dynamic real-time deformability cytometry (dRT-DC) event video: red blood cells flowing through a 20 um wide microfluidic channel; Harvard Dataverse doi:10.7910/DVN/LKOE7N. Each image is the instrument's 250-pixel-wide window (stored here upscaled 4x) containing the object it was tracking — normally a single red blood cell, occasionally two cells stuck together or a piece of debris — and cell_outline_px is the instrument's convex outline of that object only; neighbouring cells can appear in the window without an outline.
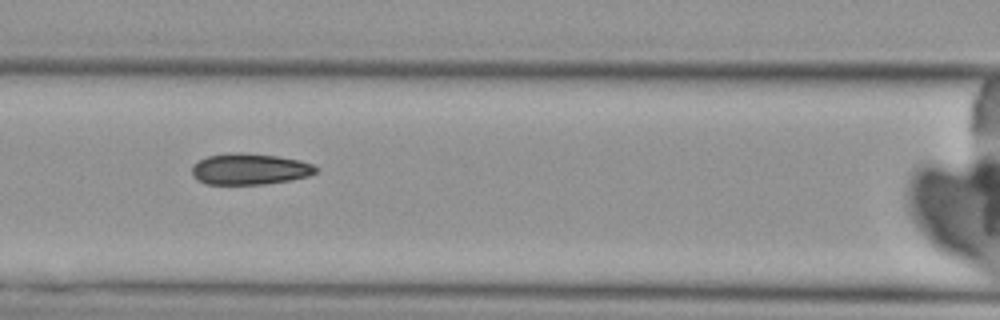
{"species": "Egyptian fruit bat (a non-hibernating species)", "species_latin": "Rousettus aegyptiacus", "temperature_condition": "cold", "stored_images_in_passage": 7, "camera_frame_rate_fps": 3000, "um_per_image_px": 0.085, "animal": {"sex": "female"}, "frame": {"image": 1, "passage_image": 6, "time_ms": 7.333, "image_size_px": [1000, 320], "cell_outline_px": [[320, 168], [316, 172], [308, 176], [288, 180], [264, 184], [204, 184], [196, 180], [192, 176], [192, 164], [208, 156], [228, 152], [240, 152], [276, 156], [300, 160], [316, 164]], "centroid_in_image_um": [21.22, 14.36], "position_along_channel_um": 145.4, "area_um2": 22.77}}
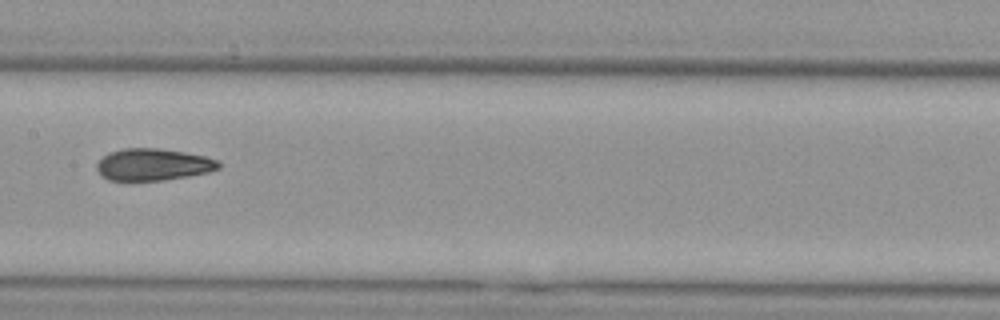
{"frame": {"image": 2, "passage_image": 7, "time_ms": 8.667, "image_size_px": [1000, 320], "cell_outline_px": [[220, 168], [208, 172], [188, 176], [164, 180], [108, 180], [100, 176], [96, 168], [96, 164], [108, 152], [124, 148], [160, 148], [184, 152], [204, 156], [216, 160], [220, 164]], "centroid_in_image_um": [12.98, 13.98], "position_along_channel_um": 194.4, "area_um2": 22.66}}